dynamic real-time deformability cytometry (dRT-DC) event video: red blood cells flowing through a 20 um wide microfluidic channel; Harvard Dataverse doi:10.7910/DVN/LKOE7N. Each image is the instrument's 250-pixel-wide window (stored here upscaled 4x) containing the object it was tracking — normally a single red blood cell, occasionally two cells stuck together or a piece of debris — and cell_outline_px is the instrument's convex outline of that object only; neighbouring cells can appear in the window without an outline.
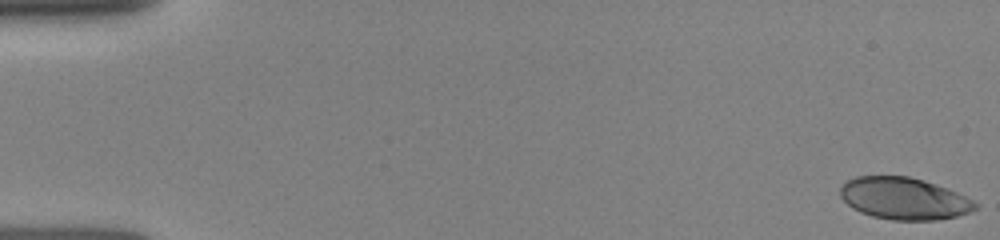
{"species": "human", "species_latin": "Homo sapiens", "temperature_condition": "room temperature", "stored_images_in_passage": 49, "camera_frame_rate_fps": 3000, "um_per_image_px": 0.085, "donor": {"sex": "female"}, "frame": {"image": 1, "passage_image": 1, "time_ms": 0.0, "image_size_px": [1000, 240], "cell_outline_px": [[980, 204], [976, 208], [968, 212], [956, 216], [936, 220], [892, 220], [872, 216], [860, 212], [852, 208], [840, 196], [840, 188], [848, 180], [856, 176], [908, 176], [924, 180], [948, 188]], "centroid_in_image_um": [76.83, 16.87], "position_along_channel_um": 8.2, "area_um2": 32.95}}
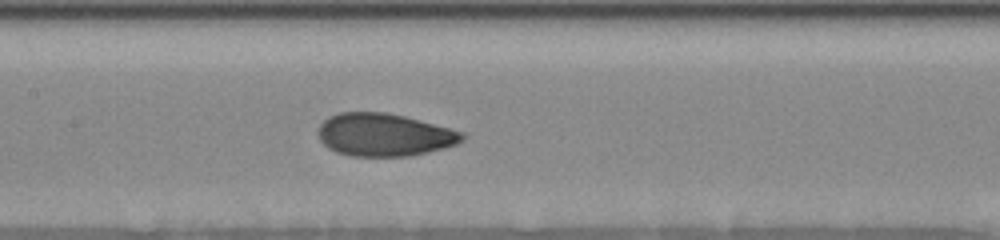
{"frame": {"image": 2, "passage_image": 26, "time_ms": 7.667, "image_size_px": [1000, 240], "cell_outline_px": [[468, 136], [464, 140], [456, 144], [444, 148], [428, 152], [408, 156], [352, 156], [336, 152], [328, 148], [320, 140], [316, 132], [320, 124], [328, 116], [340, 112], [388, 112], [404, 116], [464, 132]], "centroid_in_image_um": [32.65, 11.45], "position_along_channel_um": 174.8, "area_um2": 36.13}}
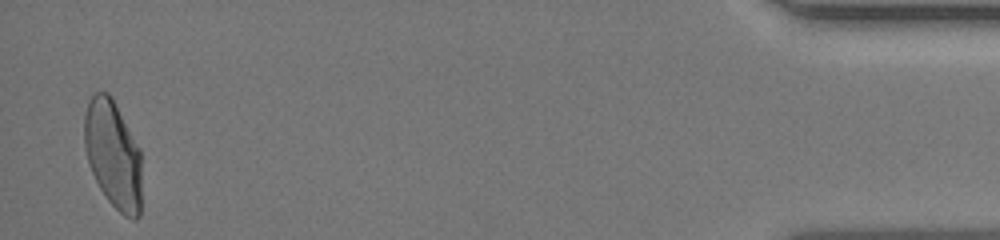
{"frame": {"image": 3, "passage_image": 46, "time_ms": 15.667, "image_size_px": [1000, 240], "cell_outline_px": [[140, 216], [136, 220], [132, 220], [124, 216], [108, 200], [100, 188], [88, 164], [84, 144], [84, 116], [88, 104], [92, 96], [96, 92], [108, 92], [140, 148]], "centroid_in_image_um": [9.6, 13.16], "position_along_channel_um": 425.6, "area_um2": 35.72}}